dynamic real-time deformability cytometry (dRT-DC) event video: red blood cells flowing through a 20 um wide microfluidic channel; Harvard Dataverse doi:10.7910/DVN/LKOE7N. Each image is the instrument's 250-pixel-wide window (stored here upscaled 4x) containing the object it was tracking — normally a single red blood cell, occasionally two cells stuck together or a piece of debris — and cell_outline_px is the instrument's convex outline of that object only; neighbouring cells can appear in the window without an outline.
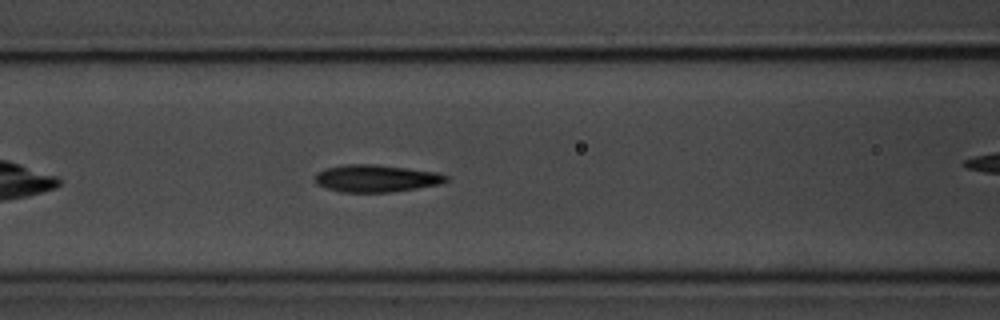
{"species": "common noctule bat (a hibernating species)", "species_latin": "Nyctalus noctula", "temperature_condition": "room temperature", "stored_images_in_passage": 31, "camera_frame_rate_fps": 3000, "um_per_image_px": 0.085, "animal": {"sex": "male", "body_mass_g": 20.1, "forearm_length_mm": 53.5}, "frame": {"image": 1, "passage_image": 10, "time_ms": 3.0, "image_size_px": [1000, 320], "cell_outline_px": [[448, 180], [440, 184], [416, 188], [388, 192], [344, 192], [328, 188], [316, 184], [316, 172], [324, 168], [344, 164], [376, 164], [440, 172], [448, 176]], "centroid_in_image_um": [31.98, 15.14], "position_along_channel_um": 134.6, "area_um2": 20.87}}